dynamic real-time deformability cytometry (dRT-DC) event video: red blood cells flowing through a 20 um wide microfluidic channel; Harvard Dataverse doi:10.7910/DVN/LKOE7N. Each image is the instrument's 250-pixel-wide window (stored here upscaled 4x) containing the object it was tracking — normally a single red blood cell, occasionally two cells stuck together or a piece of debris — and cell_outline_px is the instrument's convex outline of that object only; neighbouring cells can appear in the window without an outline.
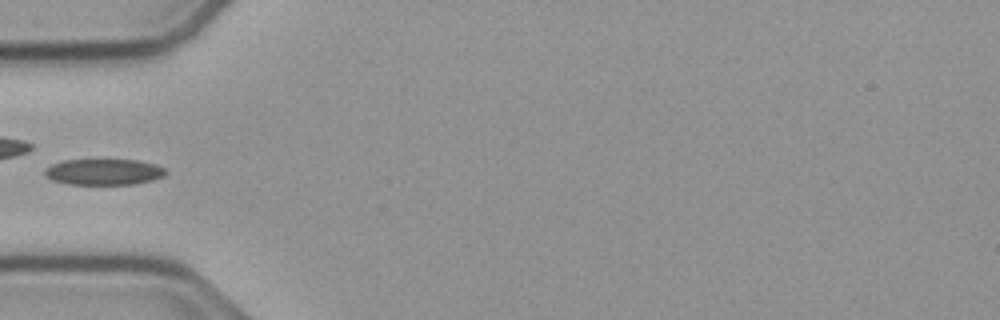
{"species": "common noctule bat (a hibernating species)", "species_latin": "Nyctalus noctula", "temperature_condition": "cold", "stored_images_in_passage": 36, "camera_frame_rate_fps": 3000, "um_per_image_px": 0.085, "animal": {"sex": "male", "body_mass_g": 23.1, "forearm_length_mm": 52.7}, "frame": {"image": 1, "passage_image": 1, "time_ms": 0.0, "image_size_px": [1000, 320], "cell_outline_px": [[168, 172], [164, 176], [152, 180], [132, 184], [68, 184], [52, 180], [44, 176], [44, 168], [52, 164], [64, 160], [136, 160], [156, 164], [164, 168]], "centroid_in_image_um": [8.8, 14.61], "position_along_channel_um": 76.2, "area_um2": 18.38}}